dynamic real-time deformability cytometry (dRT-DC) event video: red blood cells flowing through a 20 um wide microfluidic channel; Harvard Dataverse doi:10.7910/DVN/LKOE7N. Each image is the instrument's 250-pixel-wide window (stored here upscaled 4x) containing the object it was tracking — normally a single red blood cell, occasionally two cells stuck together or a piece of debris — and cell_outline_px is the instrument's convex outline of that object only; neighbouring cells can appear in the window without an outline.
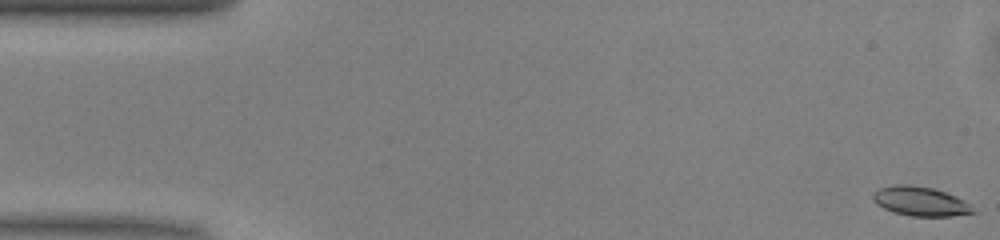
{"species": "common noctule bat (a hibernating species)", "species_latin": "Nyctalus noctula", "temperature_condition": "warm", "stored_images_in_passage": 50, "camera_frame_rate_fps": 3000, "um_per_image_px": 0.085, "animal": {"sex": "male", "body_mass_g": 13.0, "forearm_length_mm": 53.1}, "frame": {"image": 1, "passage_image": 1, "time_ms": 0.0, "image_size_px": [1000, 240], "cell_outline_px": [[976, 212], [952, 216], [912, 216], [892, 212], [876, 204], [872, 200], [872, 192], [880, 188], [896, 184], [908, 184], [932, 188], [956, 196], [972, 204]], "centroid_in_image_um": [78.22, 17.11], "position_along_channel_um": 6.8, "area_um2": 17.22}}
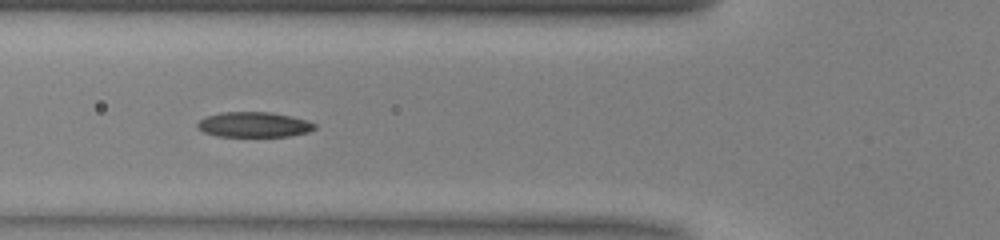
{"frame": {"image": 2, "passage_image": 18, "time_ms": 5.667, "image_size_px": [1000, 240], "cell_outline_px": [[316, 128], [308, 132], [288, 136], [216, 136], [204, 132], [196, 128], [196, 124], [200, 120], [208, 116], [220, 112], [268, 112], [292, 116], [308, 120], [316, 124]], "centroid_in_image_um": [21.58, 10.59], "position_along_channel_um": 104.2, "area_um2": 17.22}}
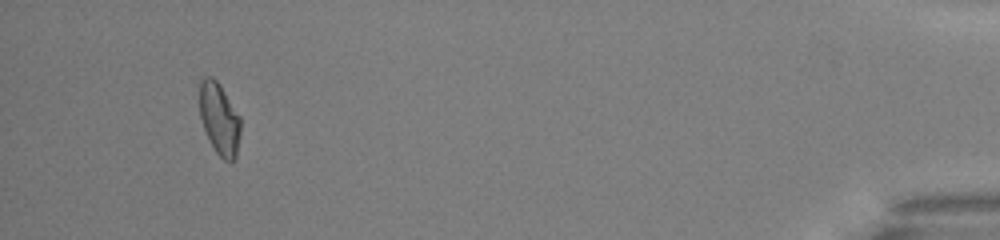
{"frame": {"image": 3, "passage_image": 47, "time_ms": 15.333, "image_size_px": [1000, 240], "cell_outline_px": [[240, 132], [236, 156], [232, 164], [224, 160], [216, 152], [204, 128], [200, 116], [200, 80], [204, 76], [212, 76], [220, 84], [240, 116]], "centroid_in_image_um": [18.66, 10.09], "position_along_channel_um": 416.5, "area_um2": 17.11}, "authors_computed_cell_mechanics": {"area_um2": 17.3978, "velocity_mm_per_s": 4.0702, "shape_relaxation_time_tau1_ms": 4.485, "shape_relaxation_time_tau2_ms": 4.4686, "deformation_change_tau1": 0.1432, "deformation_change_tau2": 0.0821}}